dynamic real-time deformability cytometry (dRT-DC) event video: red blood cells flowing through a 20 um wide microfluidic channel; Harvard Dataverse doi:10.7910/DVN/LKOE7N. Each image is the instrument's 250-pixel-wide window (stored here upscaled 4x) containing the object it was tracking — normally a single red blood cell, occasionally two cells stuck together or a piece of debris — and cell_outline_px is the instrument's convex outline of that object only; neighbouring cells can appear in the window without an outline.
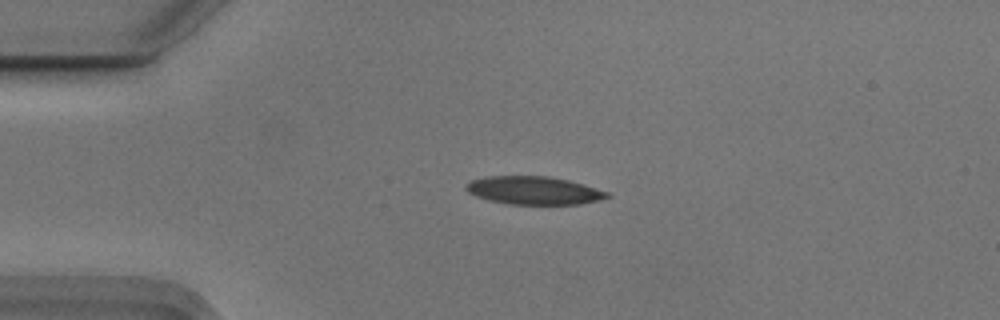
{"species": "Egyptian fruit bat (a non-hibernating species)", "species_latin": "Rousettus aegyptiacus", "temperature_condition": "cold", "stored_images_in_passage": 54, "camera_frame_rate_fps": 3000, "um_per_image_px": 0.085, "animal": {"sex": "male"}, "frame": {"image": 1, "passage_image": 12, "time_ms": 3.667, "image_size_px": [1000, 320], "cell_outline_px": [[612, 196], [600, 200], [580, 204], [508, 204], [488, 200], [476, 196], [468, 192], [464, 188], [464, 184], [472, 180], [484, 176], [548, 176], [568, 180], [608, 192]], "centroid_in_image_um": [45.34, 16.19], "position_along_channel_um": 39.7, "area_um2": 23.12}}
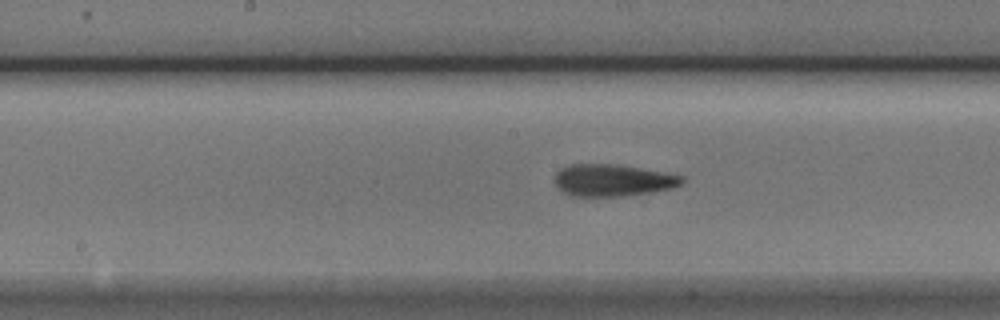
{"frame": {"image": 2, "passage_image": 27, "time_ms": 8.667, "image_size_px": [1000, 320], "cell_outline_px": [[684, 180], [680, 184], [672, 188], [652, 192], [628, 196], [572, 196], [560, 192], [556, 188], [552, 180], [556, 172], [560, 168], [572, 164], [616, 164], [664, 172], [684, 176]], "centroid_in_image_um": [52.01, 15.33], "position_along_channel_um": 196.2, "area_um2": 24.1}}
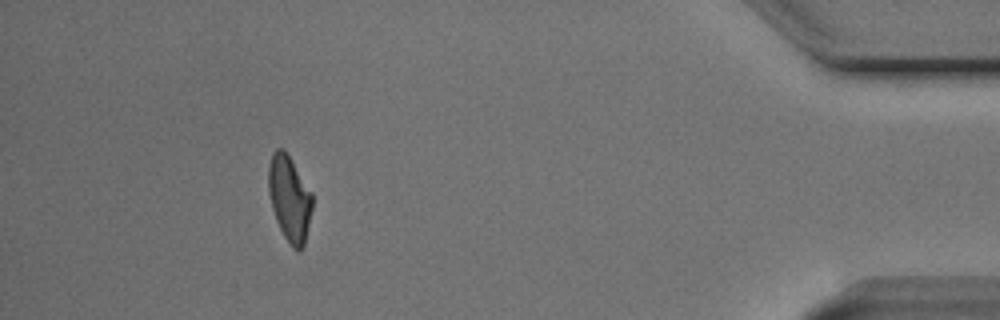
{"frame": {"image": 3, "passage_image": 49, "time_ms": 16.0, "image_size_px": [1000, 320], "cell_outline_px": [[312, 208], [304, 244], [300, 252], [296, 252], [292, 248], [284, 236], [276, 220], [272, 208], [268, 192], [268, 168], [272, 152], [276, 148], [284, 148], [312, 192]], "centroid_in_image_um": [24.59, 16.86], "position_along_channel_um": 410.6, "area_um2": 21.96}, "authors_computed_cell_mechanics": {"area_um2": 23.3801, "velocity_mm_per_s": 3.7322, "shape_relaxation_time_tau1_ms": 5.3557, "shape_relaxation_time_tau2_ms": 2.8325, "deformation_change_tau1": 0.1608, "deformation_change_tau2": 0.1034}}